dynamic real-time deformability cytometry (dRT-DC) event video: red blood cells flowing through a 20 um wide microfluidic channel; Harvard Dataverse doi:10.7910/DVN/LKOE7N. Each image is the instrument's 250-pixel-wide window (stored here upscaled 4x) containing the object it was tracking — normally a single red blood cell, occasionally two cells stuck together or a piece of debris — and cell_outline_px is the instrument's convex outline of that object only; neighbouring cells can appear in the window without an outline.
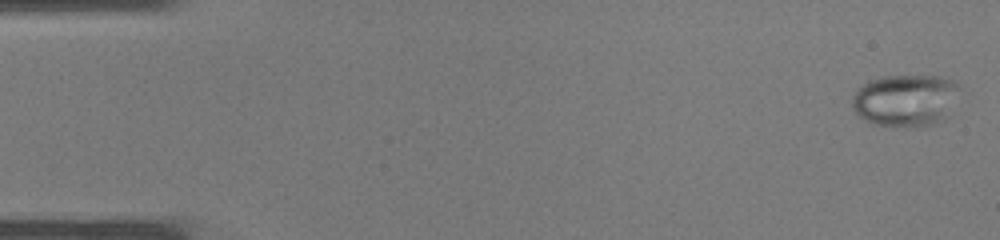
{"species": "common noctule bat (a hibernating species)", "species_latin": "Nyctalus noctula", "temperature_condition": "warm", "stored_images_in_passage": 37, "camera_frame_rate_fps": 3000, "um_per_image_px": 0.085, "animal": {"sex": "male", "body_mass_g": 19.0, "forearm_length_mm": 50.8}, "frame": {"image": 1, "passage_image": 1, "time_ms": 0.0, "image_size_px": [1000, 240], "cell_outline_px": [[960, 88], [948, 116], [944, 120], [924, 128], [916, 128], [872, 124], [856, 116], [852, 108], [852, 96], [856, 88], [868, 80], [884, 76], [940, 76], [952, 80], [960, 84]], "centroid_in_image_um": [76.94, 8.55], "position_along_channel_um": 8.1, "area_um2": 33.52}}
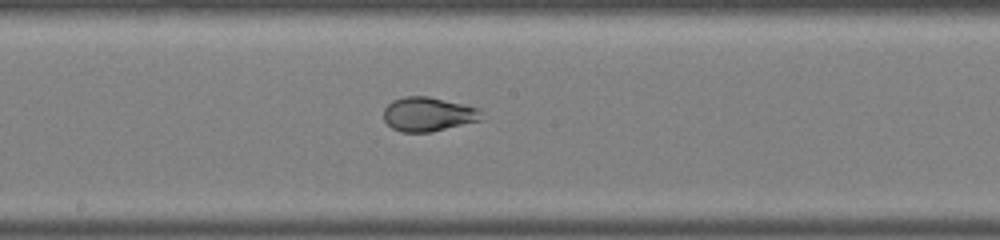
{"frame": {"image": 2, "passage_image": 20, "time_ms": 6.333, "image_size_px": [1000, 240], "cell_outline_px": [[484, 120], [432, 132], [400, 132], [392, 128], [384, 120], [384, 108], [392, 100], [404, 96], [428, 96], [464, 104], [480, 108]], "centroid_in_image_um": [36.43, 9.71], "position_along_channel_um": 211.8, "area_um2": 19.83}}
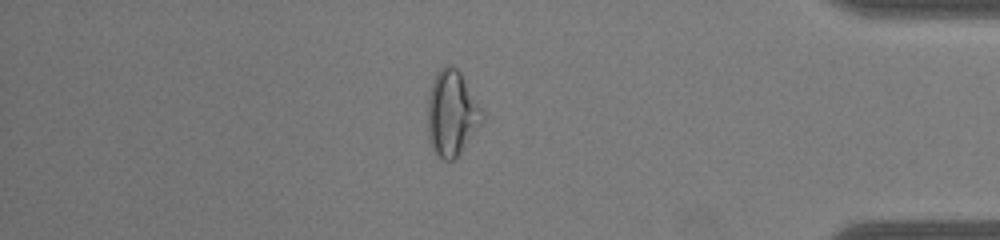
{"frame": {"image": 3, "passage_image": 32, "time_ms": 10.333, "image_size_px": [1000, 240], "cell_outline_px": [[484, 124], [456, 160], [444, 160], [432, 148], [428, 140], [428, 96], [432, 84], [440, 68], [444, 64], [452, 64], [460, 72], [484, 112]], "centroid_in_image_um": [38.45, 9.67], "position_along_channel_um": 396.8, "area_um2": 27.63}}